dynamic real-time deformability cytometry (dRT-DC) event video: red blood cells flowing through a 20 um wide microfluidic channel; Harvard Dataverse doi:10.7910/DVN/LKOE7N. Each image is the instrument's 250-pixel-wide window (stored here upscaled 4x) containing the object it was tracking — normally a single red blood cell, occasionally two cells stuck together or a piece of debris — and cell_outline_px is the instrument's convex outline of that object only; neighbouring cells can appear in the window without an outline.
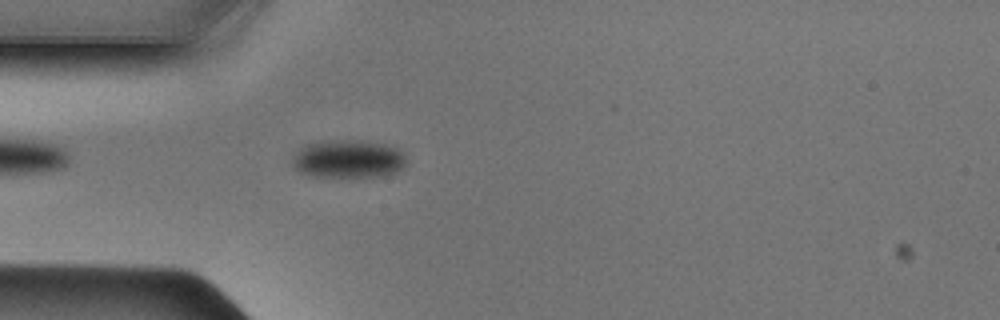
{"species": "Egyptian fruit bat (a non-hibernating species)", "species_latin": "Rousettus aegyptiacus", "temperature_condition": "cold", "stored_images_in_passage": 37, "camera_frame_rate_fps": 3000, "um_per_image_px": 0.085, "animal": {"sex": "male"}, "frame": {"image": 1, "passage_image": 2, "time_ms": 0.333, "image_size_px": [1000, 320], "cell_outline_px": [[404, 164], [396, 172], [384, 176], [312, 176], [300, 172], [292, 164], [292, 160], [296, 152], [304, 144], [328, 140], [360, 140], [384, 144], [400, 148], [404, 156]], "centroid_in_image_um": [29.58, 13.49], "position_along_channel_um": 55.4, "area_um2": 25.2}}
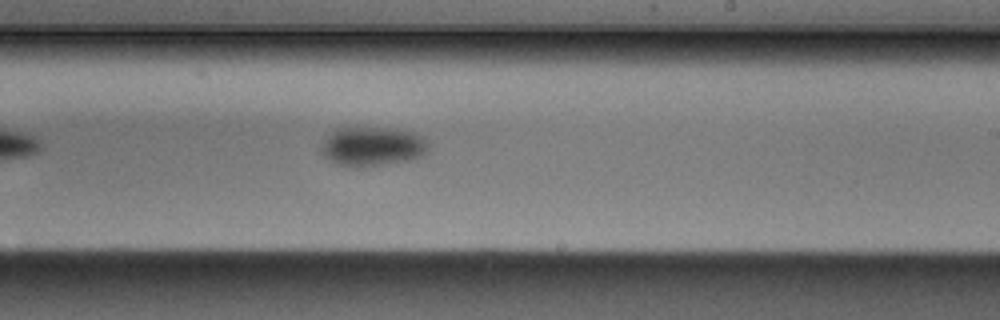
{"frame": {"image": 2, "passage_image": 17, "time_ms": 5.333, "image_size_px": [1000, 320], "cell_outline_px": [[432, 144], [428, 152], [420, 156], [408, 160], [356, 168], [352, 168], [336, 164], [324, 156], [320, 148], [320, 144], [336, 128], [396, 128], [412, 132], [432, 140]], "centroid_in_image_um": [31.7, 12.44], "position_along_channel_um": 257.3, "area_um2": 24.91}}
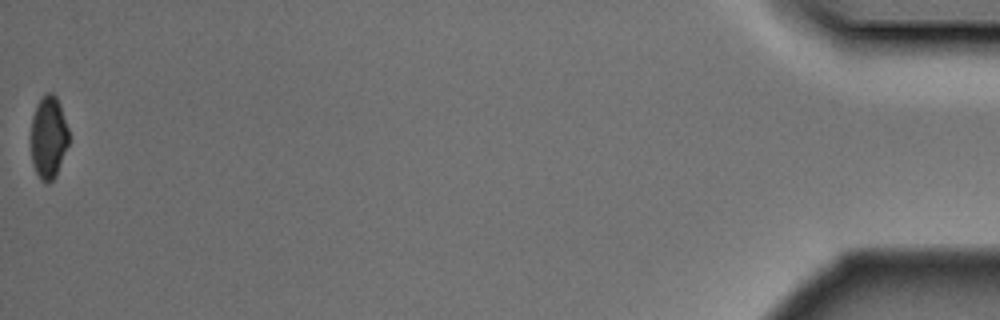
{"frame": {"image": 3, "passage_image": 37, "time_ms": 12.0, "image_size_px": [1000, 320], "cell_outline_px": [[68, 144], [56, 176], [48, 184], [44, 184], [40, 180], [36, 172], [32, 160], [32, 116], [40, 100], [48, 92], [52, 92], [56, 96], [60, 104], [68, 128]], "centroid_in_image_um": [4.14, 11.7], "position_along_channel_um": 431.1, "area_um2": 17.98}}